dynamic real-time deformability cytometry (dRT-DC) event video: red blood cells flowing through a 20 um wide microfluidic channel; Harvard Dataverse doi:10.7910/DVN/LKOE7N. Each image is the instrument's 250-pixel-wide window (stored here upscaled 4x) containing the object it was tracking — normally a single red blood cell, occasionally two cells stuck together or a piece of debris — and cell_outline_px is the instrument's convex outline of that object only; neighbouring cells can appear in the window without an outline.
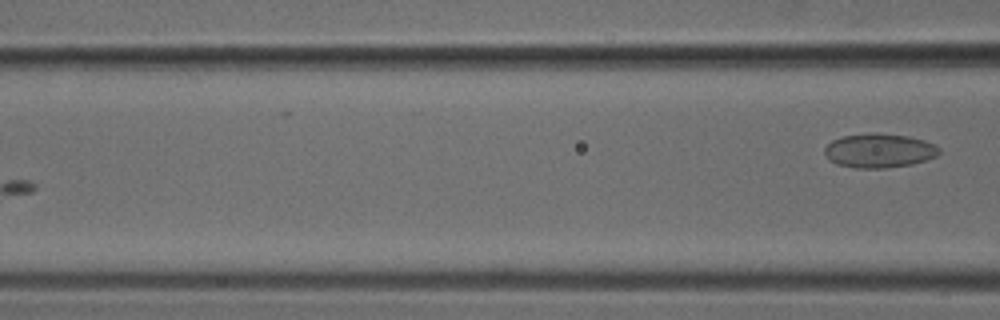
{"species": "common noctule bat (a hibernating species)", "species_latin": "Nyctalus noctula", "temperature_condition": "cold", "stored_images_in_passage": 3, "camera_frame_rate_fps": 3000, "um_per_image_px": 0.085, "animal": {"sex": "male", "body_mass_g": 18.8}, "frame": {"image": 1, "passage_image": 3, "time_ms": 0.667, "image_size_px": [1000, 320], "cell_outline_px": [[940, 152], [936, 156], [912, 164], [884, 168], [856, 168], [836, 164], [828, 160], [824, 152], [824, 148], [832, 140], [840, 136], [872, 132], [876, 132], [908, 136], [924, 140], [940, 148]], "centroid_in_image_um": [74.68, 12.79], "position_along_channel_um": 91.9, "area_um2": 22.95}}